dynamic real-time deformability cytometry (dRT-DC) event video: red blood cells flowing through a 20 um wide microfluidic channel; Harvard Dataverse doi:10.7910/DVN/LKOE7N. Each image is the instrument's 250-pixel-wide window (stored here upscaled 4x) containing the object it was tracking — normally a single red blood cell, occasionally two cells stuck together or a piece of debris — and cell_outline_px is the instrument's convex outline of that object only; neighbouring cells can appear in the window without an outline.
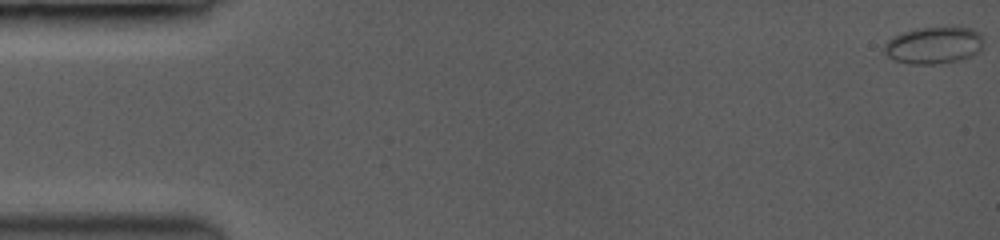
{"species": "common noctule bat (a hibernating species)", "species_latin": "Nyctalus noctula", "temperature_condition": "room temperature", "stored_images_in_passage": 59, "camera_frame_rate_fps": 3500, "um_per_image_px": 0.085, "animal": {"sex": "female", "body_mass_g": 19.0, "forearm_length_mm": 53.3}, "frame": {"image": 1, "passage_image": 1, "time_ms": 0.0, "image_size_px": [1000, 240], "cell_outline_px": [[980, 48], [976, 52], [960, 60], [936, 64], [912, 64], [896, 60], [888, 56], [884, 48], [888, 40], [896, 36], [908, 32], [924, 28], [968, 28], [976, 32], [980, 36]], "centroid_in_image_um": [79.34, 3.88], "position_along_channel_um": 5.7, "area_um2": 20.29}}
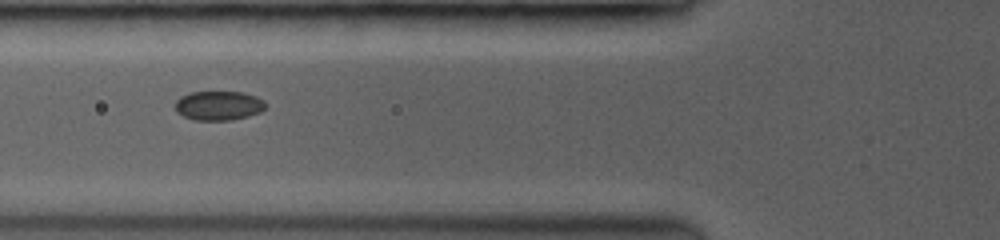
{"frame": {"image": 2, "passage_image": 24, "time_ms": 6.571, "image_size_px": [1000, 240], "cell_outline_px": [[264, 108], [260, 112], [248, 116], [232, 120], [196, 120], [184, 116], [176, 108], [176, 100], [180, 96], [192, 92], [240, 92], [256, 96], [264, 104]], "centroid_in_image_um": [18.57, 8.97], "position_along_channel_um": 107.2, "area_um2": 15.09}}
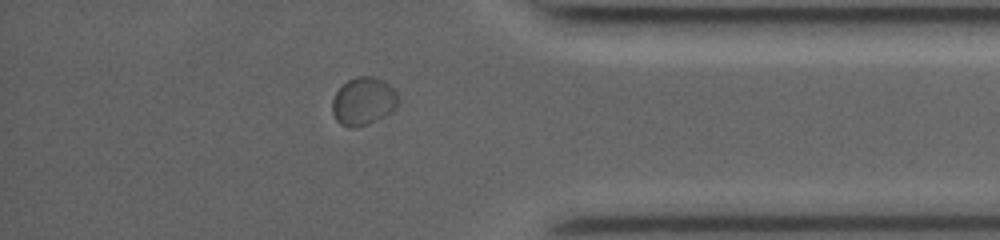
{"frame": {"image": 3, "passage_image": 51, "time_ms": 14.286, "image_size_px": [1000, 240], "cell_outline_px": [[400, 100], [396, 108], [392, 112], [368, 124], [356, 128], [352, 128], [340, 124], [336, 120], [332, 112], [332, 100], [336, 92], [348, 80], [356, 76], [372, 76], [384, 80], [396, 92]], "centroid_in_image_um": [30.9, 8.61], "position_along_channel_um": 404.3, "area_um2": 18.55}, "authors_computed_cell_mechanics": {"area_um2": 16.2996, "velocity_mm_per_s": 3.9576, "shape_relaxation_time_tau1_ms": 3.7106, "shape_relaxation_time_tau2_ms": null, "deformation_change_tau1": 0.0453, "deformation_change_tau2": null}}